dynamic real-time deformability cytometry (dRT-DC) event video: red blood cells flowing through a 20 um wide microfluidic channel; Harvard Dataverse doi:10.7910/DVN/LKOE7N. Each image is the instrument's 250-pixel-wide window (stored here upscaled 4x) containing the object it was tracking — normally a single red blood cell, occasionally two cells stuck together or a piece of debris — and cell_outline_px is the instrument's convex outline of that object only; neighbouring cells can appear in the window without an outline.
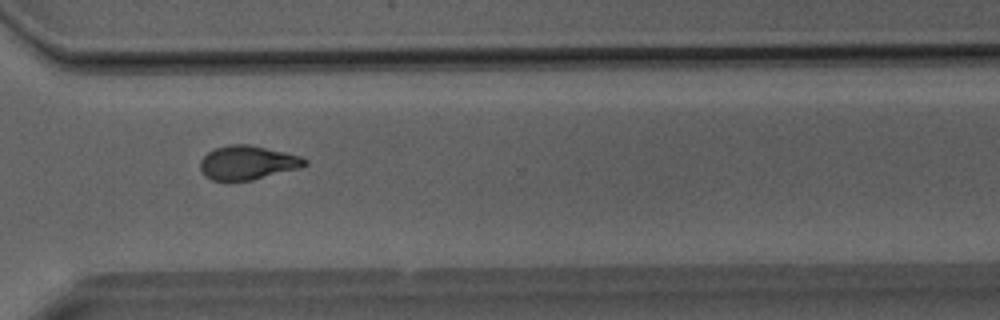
{"species": "Egyptian fruit bat (a non-hibernating species)", "species_latin": "Rousettus aegyptiacus", "temperature_condition": "room temperature", "stored_images_in_passage": 34, "camera_frame_rate_fps": 3000, "um_per_image_px": 0.085, "animal": {"sex": "male"}, "frame": {"image": 1, "passage_image": 29, "time_ms": 9.333, "image_size_px": [1000, 320], "cell_outline_px": [[308, 164], [300, 168], [252, 180], [212, 180], [204, 176], [200, 172], [200, 160], [208, 152], [216, 148], [228, 144], [248, 144], [300, 156], [308, 160]], "centroid_in_image_um": [21.02, 13.83], "position_along_channel_um": 349.6, "area_um2": 20.63}}
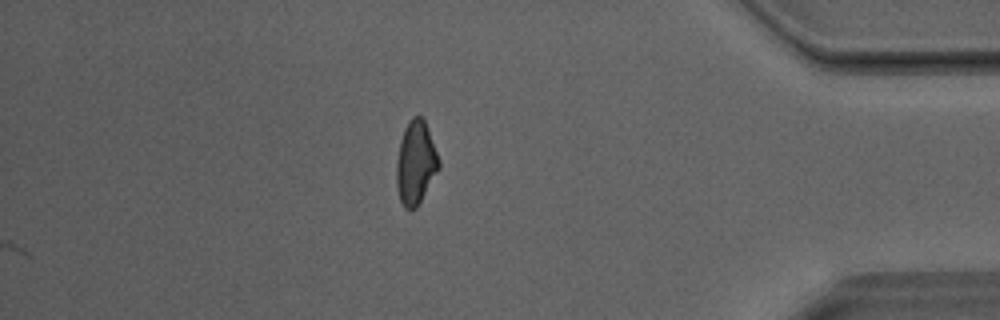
{"frame": {"image": 2, "passage_image": 34, "time_ms": 11.0, "image_size_px": [1000, 320], "cell_outline_px": [[440, 168], [416, 208], [404, 208], [400, 200], [396, 184], [396, 160], [400, 140], [404, 128], [408, 120], [412, 116], [420, 116], [424, 120], [428, 128], [440, 160]], "centroid_in_image_um": [35.33, 13.81], "position_along_channel_um": 399.9, "area_um2": 20.69}}